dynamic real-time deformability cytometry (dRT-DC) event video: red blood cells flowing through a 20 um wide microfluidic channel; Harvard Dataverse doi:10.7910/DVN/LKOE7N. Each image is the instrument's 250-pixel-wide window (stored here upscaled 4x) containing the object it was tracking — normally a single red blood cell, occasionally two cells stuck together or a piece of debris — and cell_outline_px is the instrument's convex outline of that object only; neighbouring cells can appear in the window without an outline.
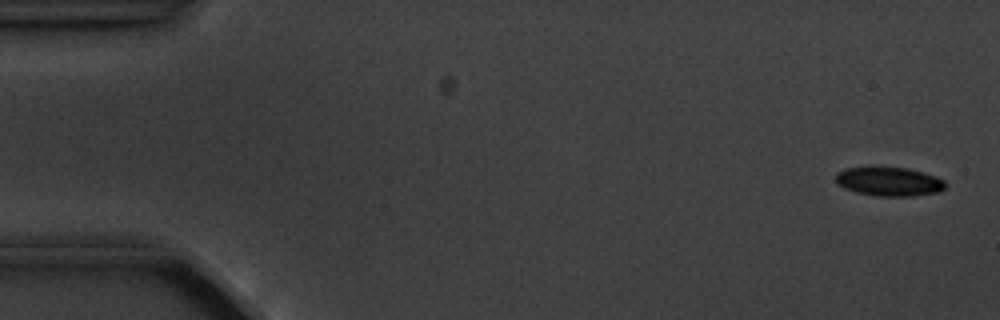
{"species": "common noctule bat (a hibernating species)", "species_latin": "Nyctalus noctula", "temperature_condition": "cold", "stored_images_in_passage": 5, "camera_frame_rate_fps": 3000, "um_per_image_px": 0.085, "animal": {"sex": "male", "body_mass_g": 20.1, "forearm_length_mm": 53.5}, "frame": {"image": 1, "passage_image": 1, "time_ms": 0.0, "image_size_px": [1000, 320], "cell_outline_px": [[944, 188], [940, 192], [912, 196], [876, 196], [856, 192], [844, 188], [836, 184], [836, 172], [844, 168], [868, 164], [908, 168], [924, 172], [936, 176], [944, 180]], "centroid_in_image_um": [75.5, 15.38], "position_along_channel_um": 9.5, "area_um2": 19.36}}